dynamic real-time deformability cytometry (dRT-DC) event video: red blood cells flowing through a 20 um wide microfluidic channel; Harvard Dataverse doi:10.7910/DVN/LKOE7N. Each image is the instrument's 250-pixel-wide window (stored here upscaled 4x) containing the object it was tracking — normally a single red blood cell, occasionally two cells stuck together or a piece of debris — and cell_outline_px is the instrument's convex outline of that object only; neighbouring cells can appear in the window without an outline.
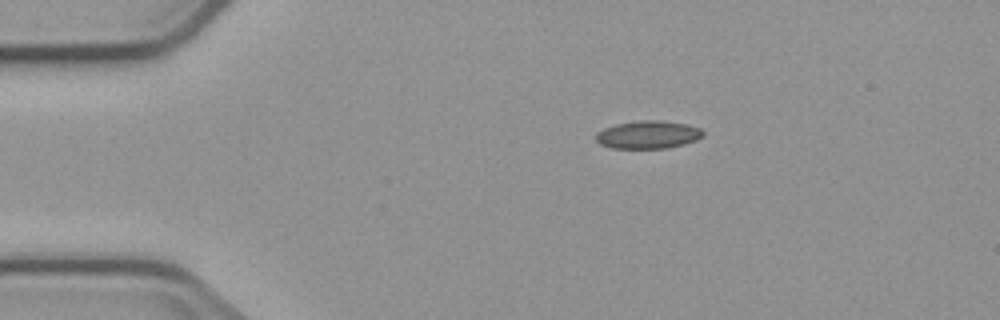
{"species": "common noctule bat (a hibernating species)", "species_latin": "Nyctalus noctula", "temperature_condition": "cold", "stored_images_in_passage": 7, "camera_frame_rate_fps": 3000, "um_per_image_px": 0.085, "animal": {"sex": "male", "body_mass_g": 23.1, "forearm_length_mm": 52.7}, "frame": {"image": 1, "passage_image": 1, "time_ms": 0.0, "image_size_px": [1000, 320], "cell_outline_px": [[704, 136], [696, 140], [684, 144], [664, 148], [612, 148], [600, 144], [596, 140], [596, 132], [604, 128], [616, 124], [640, 120], [660, 120], [688, 124], [700, 128], [704, 132]], "centroid_in_image_um": [55.1, 11.44], "position_along_channel_um": 29.9, "area_um2": 17.46}}
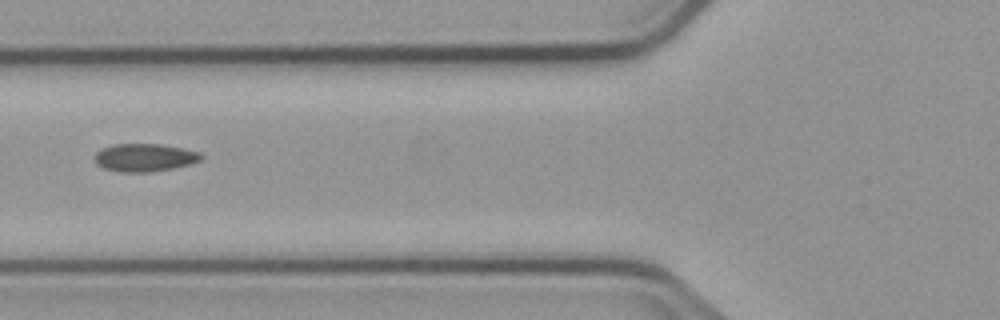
{"frame": {"image": 2, "passage_image": 4, "time_ms": 3.667, "image_size_px": [1000, 320], "cell_outline_px": [[204, 156], [200, 160], [192, 164], [172, 168], [148, 172], [124, 172], [104, 168], [96, 164], [96, 152], [112, 144], [160, 144], [184, 148], [200, 152]], "centroid_in_image_um": [12.34, 13.38], "position_along_channel_um": 113.5, "area_um2": 17.22}}
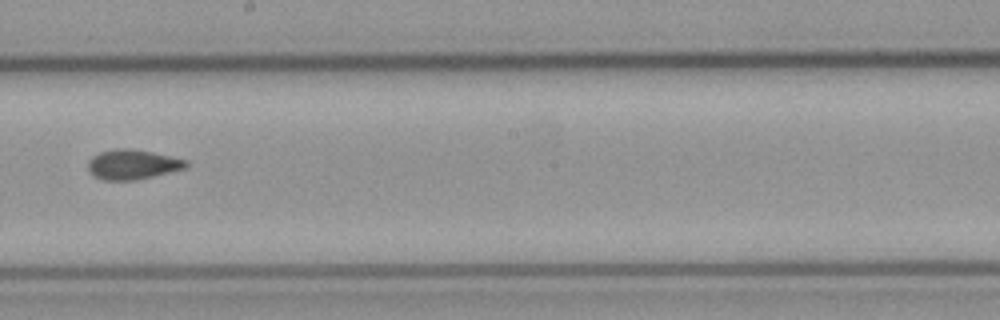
{"frame": {"image": 3, "passage_image": 7, "time_ms": 7.0, "image_size_px": [1000, 320], "cell_outline_px": [[188, 164], [184, 168], [136, 180], [104, 180], [96, 176], [88, 168], [88, 160], [92, 156], [100, 152], [116, 148], [132, 148], [152, 152], [188, 160]], "centroid_in_image_um": [11.25, 13.96], "position_along_channel_um": 236.9, "area_um2": 16.82}}